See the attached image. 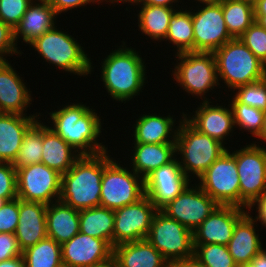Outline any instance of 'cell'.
<instances>
[{"mask_svg":"<svg viewBox=\"0 0 266 267\" xmlns=\"http://www.w3.org/2000/svg\"><path fill=\"white\" fill-rule=\"evenodd\" d=\"M103 153L82 155L61 175L59 200L80 211L100 206Z\"/></svg>","mask_w":266,"mask_h":267,"instance_id":"3","label":"cell"},{"mask_svg":"<svg viewBox=\"0 0 266 267\" xmlns=\"http://www.w3.org/2000/svg\"><path fill=\"white\" fill-rule=\"evenodd\" d=\"M69 103L48 113V119H51L47 122L48 127L81 155H97L108 151V145L106 147L103 142H99L104 128L97 110L87 106V103Z\"/></svg>","mask_w":266,"mask_h":267,"instance_id":"1","label":"cell"},{"mask_svg":"<svg viewBox=\"0 0 266 267\" xmlns=\"http://www.w3.org/2000/svg\"><path fill=\"white\" fill-rule=\"evenodd\" d=\"M62 263L66 267H85L113 256V248L102 239L77 233L61 245Z\"/></svg>","mask_w":266,"mask_h":267,"instance_id":"19","label":"cell"},{"mask_svg":"<svg viewBox=\"0 0 266 267\" xmlns=\"http://www.w3.org/2000/svg\"><path fill=\"white\" fill-rule=\"evenodd\" d=\"M194 257L205 267H237L225 245H194Z\"/></svg>","mask_w":266,"mask_h":267,"instance_id":"37","label":"cell"},{"mask_svg":"<svg viewBox=\"0 0 266 267\" xmlns=\"http://www.w3.org/2000/svg\"><path fill=\"white\" fill-rule=\"evenodd\" d=\"M255 207V209H254ZM256 210L255 213H257L255 215V219L260 222L261 224V229H263V227L266 228V192L264 193V195L257 200L249 209L248 211L253 213L252 211Z\"/></svg>","mask_w":266,"mask_h":267,"instance_id":"46","label":"cell"},{"mask_svg":"<svg viewBox=\"0 0 266 267\" xmlns=\"http://www.w3.org/2000/svg\"><path fill=\"white\" fill-rule=\"evenodd\" d=\"M192 181L185 175L175 158L154 170L144 179L145 195L161 210L177 197Z\"/></svg>","mask_w":266,"mask_h":267,"instance_id":"16","label":"cell"},{"mask_svg":"<svg viewBox=\"0 0 266 267\" xmlns=\"http://www.w3.org/2000/svg\"><path fill=\"white\" fill-rule=\"evenodd\" d=\"M146 239L170 264L194 256L193 232L161 210L154 214Z\"/></svg>","mask_w":266,"mask_h":267,"instance_id":"10","label":"cell"},{"mask_svg":"<svg viewBox=\"0 0 266 267\" xmlns=\"http://www.w3.org/2000/svg\"><path fill=\"white\" fill-rule=\"evenodd\" d=\"M22 256L15 234L0 232V262Z\"/></svg>","mask_w":266,"mask_h":267,"instance_id":"44","label":"cell"},{"mask_svg":"<svg viewBox=\"0 0 266 267\" xmlns=\"http://www.w3.org/2000/svg\"><path fill=\"white\" fill-rule=\"evenodd\" d=\"M32 3L37 2V3H49L50 0H30Z\"/></svg>","mask_w":266,"mask_h":267,"instance_id":"59","label":"cell"},{"mask_svg":"<svg viewBox=\"0 0 266 267\" xmlns=\"http://www.w3.org/2000/svg\"><path fill=\"white\" fill-rule=\"evenodd\" d=\"M42 144V120H38L26 133L16 160L15 168H24L32 164L41 163Z\"/></svg>","mask_w":266,"mask_h":267,"instance_id":"35","label":"cell"},{"mask_svg":"<svg viewBox=\"0 0 266 267\" xmlns=\"http://www.w3.org/2000/svg\"><path fill=\"white\" fill-rule=\"evenodd\" d=\"M194 184L190 183L161 209L168 217L186 226L191 232L195 231L218 206L197 182Z\"/></svg>","mask_w":266,"mask_h":267,"instance_id":"15","label":"cell"},{"mask_svg":"<svg viewBox=\"0 0 266 267\" xmlns=\"http://www.w3.org/2000/svg\"><path fill=\"white\" fill-rule=\"evenodd\" d=\"M46 210L43 203L19 199V222L14 234L21 251L47 237Z\"/></svg>","mask_w":266,"mask_h":267,"instance_id":"23","label":"cell"},{"mask_svg":"<svg viewBox=\"0 0 266 267\" xmlns=\"http://www.w3.org/2000/svg\"><path fill=\"white\" fill-rule=\"evenodd\" d=\"M256 223L258 224L257 220L248 211L235 225L227 247L237 265L251 264L253 258L263 249Z\"/></svg>","mask_w":266,"mask_h":267,"instance_id":"24","label":"cell"},{"mask_svg":"<svg viewBox=\"0 0 266 267\" xmlns=\"http://www.w3.org/2000/svg\"><path fill=\"white\" fill-rule=\"evenodd\" d=\"M5 202H6V200L4 198L0 197V209L4 205Z\"/></svg>","mask_w":266,"mask_h":267,"instance_id":"60","label":"cell"},{"mask_svg":"<svg viewBox=\"0 0 266 267\" xmlns=\"http://www.w3.org/2000/svg\"><path fill=\"white\" fill-rule=\"evenodd\" d=\"M223 17L229 34L239 38L254 22V7L241 0H221Z\"/></svg>","mask_w":266,"mask_h":267,"instance_id":"33","label":"cell"},{"mask_svg":"<svg viewBox=\"0 0 266 267\" xmlns=\"http://www.w3.org/2000/svg\"><path fill=\"white\" fill-rule=\"evenodd\" d=\"M177 9L169 22L168 33L163 41L171 43L175 54L194 51V31L191 8ZM188 9V10H187Z\"/></svg>","mask_w":266,"mask_h":267,"instance_id":"32","label":"cell"},{"mask_svg":"<svg viewBox=\"0 0 266 267\" xmlns=\"http://www.w3.org/2000/svg\"><path fill=\"white\" fill-rule=\"evenodd\" d=\"M0 267H25L23 257L17 256L10 260L1 261Z\"/></svg>","mask_w":266,"mask_h":267,"instance_id":"50","label":"cell"},{"mask_svg":"<svg viewBox=\"0 0 266 267\" xmlns=\"http://www.w3.org/2000/svg\"><path fill=\"white\" fill-rule=\"evenodd\" d=\"M91 3V4H90ZM98 4V0H50L49 4L55 9L58 16L75 8Z\"/></svg>","mask_w":266,"mask_h":267,"instance_id":"45","label":"cell"},{"mask_svg":"<svg viewBox=\"0 0 266 267\" xmlns=\"http://www.w3.org/2000/svg\"><path fill=\"white\" fill-rule=\"evenodd\" d=\"M226 150L228 147L220 141L199 132L184 117L181 119L176 135V158L190 180H198Z\"/></svg>","mask_w":266,"mask_h":267,"instance_id":"5","label":"cell"},{"mask_svg":"<svg viewBox=\"0 0 266 267\" xmlns=\"http://www.w3.org/2000/svg\"><path fill=\"white\" fill-rule=\"evenodd\" d=\"M173 55L176 63H172L175 66L171 76L176 81L175 84L188 93V96L199 98V101H210L205 96L209 92L213 94L215 87L223 86L219 84L214 53L191 51Z\"/></svg>","mask_w":266,"mask_h":267,"instance_id":"7","label":"cell"},{"mask_svg":"<svg viewBox=\"0 0 266 267\" xmlns=\"http://www.w3.org/2000/svg\"><path fill=\"white\" fill-rule=\"evenodd\" d=\"M9 62H0V113L27 115L32 91Z\"/></svg>","mask_w":266,"mask_h":267,"instance_id":"20","label":"cell"},{"mask_svg":"<svg viewBox=\"0 0 266 267\" xmlns=\"http://www.w3.org/2000/svg\"><path fill=\"white\" fill-rule=\"evenodd\" d=\"M157 209L145 195L139 201L114 210L113 247L147 238Z\"/></svg>","mask_w":266,"mask_h":267,"instance_id":"13","label":"cell"},{"mask_svg":"<svg viewBox=\"0 0 266 267\" xmlns=\"http://www.w3.org/2000/svg\"><path fill=\"white\" fill-rule=\"evenodd\" d=\"M55 26L29 44L41 59L64 70L65 73L88 76L94 71V64L88 53L76 38ZM60 29V30H59Z\"/></svg>","mask_w":266,"mask_h":267,"instance_id":"4","label":"cell"},{"mask_svg":"<svg viewBox=\"0 0 266 267\" xmlns=\"http://www.w3.org/2000/svg\"><path fill=\"white\" fill-rule=\"evenodd\" d=\"M231 98L230 106L233 111L235 128L239 127L240 131H247L256 139L263 126L264 111L240 103L233 96Z\"/></svg>","mask_w":266,"mask_h":267,"instance_id":"36","label":"cell"},{"mask_svg":"<svg viewBox=\"0 0 266 267\" xmlns=\"http://www.w3.org/2000/svg\"><path fill=\"white\" fill-rule=\"evenodd\" d=\"M31 3L30 0H0V20L15 29Z\"/></svg>","mask_w":266,"mask_h":267,"instance_id":"40","label":"cell"},{"mask_svg":"<svg viewBox=\"0 0 266 267\" xmlns=\"http://www.w3.org/2000/svg\"><path fill=\"white\" fill-rule=\"evenodd\" d=\"M135 1L136 0H98V6L101 4H104L103 2H105V4L106 3H108V4H114V5H118V3H120V4H127V3H129L128 5H132L133 6V4L135 3ZM116 3V4H115Z\"/></svg>","mask_w":266,"mask_h":267,"instance_id":"52","label":"cell"},{"mask_svg":"<svg viewBox=\"0 0 266 267\" xmlns=\"http://www.w3.org/2000/svg\"><path fill=\"white\" fill-rule=\"evenodd\" d=\"M131 145L133 149L131 148L130 151L129 167L143 179L176 158V143H132Z\"/></svg>","mask_w":266,"mask_h":267,"instance_id":"25","label":"cell"},{"mask_svg":"<svg viewBox=\"0 0 266 267\" xmlns=\"http://www.w3.org/2000/svg\"><path fill=\"white\" fill-rule=\"evenodd\" d=\"M247 4H250L251 6H255L257 3H259L261 0H241Z\"/></svg>","mask_w":266,"mask_h":267,"instance_id":"58","label":"cell"},{"mask_svg":"<svg viewBox=\"0 0 266 267\" xmlns=\"http://www.w3.org/2000/svg\"><path fill=\"white\" fill-rule=\"evenodd\" d=\"M229 151L226 150L216 159L196 182L218 205L240 207L237 164L234 151Z\"/></svg>","mask_w":266,"mask_h":267,"instance_id":"11","label":"cell"},{"mask_svg":"<svg viewBox=\"0 0 266 267\" xmlns=\"http://www.w3.org/2000/svg\"><path fill=\"white\" fill-rule=\"evenodd\" d=\"M108 267H124L113 256L108 260Z\"/></svg>","mask_w":266,"mask_h":267,"instance_id":"56","label":"cell"},{"mask_svg":"<svg viewBox=\"0 0 266 267\" xmlns=\"http://www.w3.org/2000/svg\"><path fill=\"white\" fill-rule=\"evenodd\" d=\"M246 144L234 150V158L239 175L240 207L248 210L266 192V146Z\"/></svg>","mask_w":266,"mask_h":267,"instance_id":"9","label":"cell"},{"mask_svg":"<svg viewBox=\"0 0 266 267\" xmlns=\"http://www.w3.org/2000/svg\"><path fill=\"white\" fill-rule=\"evenodd\" d=\"M255 21L266 29V14H254Z\"/></svg>","mask_w":266,"mask_h":267,"instance_id":"54","label":"cell"},{"mask_svg":"<svg viewBox=\"0 0 266 267\" xmlns=\"http://www.w3.org/2000/svg\"><path fill=\"white\" fill-rule=\"evenodd\" d=\"M46 230L47 237L64 244L79 233V211L60 200L48 204Z\"/></svg>","mask_w":266,"mask_h":267,"instance_id":"28","label":"cell"},{"mask_svg":"<svg viewBox=\"0 0 266 267\" xmlns=\"http://www.w3.org/2000/svg\"><path fill=\"white\" fill-rule=\"evenodd\" d=\"M137 6L140 8L135 15L138 16L136 18L139 32L152 41L163 42L168 33L170 18L177 9L152 5Z\"/></svg>","mask_w":266,"mask_h":267,"instance_id":"31","label":"cell"},{"mask_svg":"<svg viewBox=\"0 0 266 267\" xmlns=\"http://www.w3.org/2000/svg\"><path fill=\"white\" fill-rule=\"evenodd\" d=\"M121 42L122 44L117 46V49H112L99 64L100 79L104 84L102 86L113 101L125 104L143 92L148 70L141 53L131 46L127 47L124 39Z\"/></svg>","mask_w":266,"mask_h":267,"instance_id":"2","label":"cell"},{"mask_svg":"<svg viewBox=\"0 0 266 267\" xmlns=\"http://www.w3.org/2000/svg\"><path fill=\"white\" fill-rule=\"evenodd\" d=\"M114 210L97 206L79 211V232L105 240L113 248Z\"/></svg>","mask_w":266,"mask_h":267,"instance_id":"30","label":"cell"},{"mask_svg":"<svg viewBox=\"0 0 266 267\" xmlns=\"http://www.w3.org/2000/svg\"><path fill=\"white\" fill-rule=\"evenodd\" d=\"M253 267H266V249L263 248L251 261Z\"/></svg>","mask_w":266,"mask_h":267,"instance_id":"49","label":"cell"},{"mask_svg":"<svg viewBox=\"0 0 266 267\" xmlns=\"http://www.w3.org/2000/svg\"><path fill=\"white\" fill-rule=\"evenodd\" d=\"M248 212L247 209L218 205L213 212L193 231V245L220 244L227 246L236 223Z\"/></svg>","mask_w":266,"mask_h":267,"instance_id":"18","label":"cell"},{"mask_svg":"<svg viewBox=\"0 0 266 267\" xmlns=\"http://www.w3.org/2000/svg\"><path fill=\"white\" fill-rule=\"evenodd\" d=\"M193 7L194 51L214 52L233 39L227 30L220 3Z\"/></svg>","mask_w":266,"mask_h":267,"instance_id":"14","label":"cell"},{"mask_svg":"<svg viewBox=\"0 0 266 267\" xmlns=\"http://www.w3.org/2000/svg\"><path fill=\"white\" fill-rule=\"evenodd\" d=\"M85 267H108V260L107 261H102L96 264L88 265Z\"/></svg>","mask_w":266,"mask_h":267,"instance_id":"57","label":"cell"},{"mask_svg":"<svg viewBox=\"0 0 266 267\" xmlns=\"http://www.w3.org/2000/svg\"><path fill=\"white\" fill-rule=\"evenodd\" d=\"M254 14H266V0H261L254 6Z\"/></svg>","mask_w":266,"mask_h":267,"instance_id":"53","label":"cell"},{"mask_svg":"<svg viewBox=\"0 0 266 267\" xmlns=\"http://www.w3.org/2000/svg\"><path fill=\"white\" fill-rule=\"evenodd\" d=\"M109 152H103L100 206L115 210L143 198L145 184L140 175L125 163L120 164L122 162L112 158Z\"/></svg>","mask_w":266,"mask_h":267,"instance_id":"8","label":"cell"},{"mask_svg":"<svg viewBox=\"0 0 266 267\" xmlns=\"http://www.w3.org/2000/svg\"><path fill=\"white\" fill-rule=\"evenodd\" d=\"M58 14L49 3H31L20 23L14 29L15 42L29 45L36 38L57 25ZM22 39H21V38ZM18 41V42H17Z\"/></svg>","mask_w":266,"mask_h":267,"instance_id":"26","label":"cell"},{"mask_svg":"<svg viewBox=\"0 0 266 267\" xmlns=\"http://www.w3.org/2000/svg\"><path fill=\"white\" fill-rule=\"evenodd\" d=\"M113 257L124 267H170V263L147 239L114 246Z\"/></svg>","mask_w":266,"mask_h":267,"instance_id":"29","label":"cell"},{"mask_svg":"<svg viewBox=\"0 0 266 267\" xmlns=\"http://www.w3.org/2000/svg\"><path fill=\"white\" fill-rule=\"evenodd\" d=\"M197 1V2H196ZM221 0H193L192 2H196L197 5H207V4H217Z\"/></svg>","mask_w":266,"mask_h":267,"instance_id":"55","label":"cell"},{"mask_svg":"<svg viewBox=\"0 0 266 267\" xmlns=\"http://www.w3.org/2000/svg\"><path fill=\"white\" fill-rule=\"evenodd\" d=\"M182 2V0H136L134 5H152V6H160V7H168V8H175L176 9H181L183 8V6L179 5V2Z\"/></svg>","mask_w":266,"mask_h":267,"instance_id":"47","label":"cell"},{"mask_svg":"<svg viewBox=\"0 0 266 267\" xmlns=\"http://www.w3.org/2000/svg\"><path fill=\"white\" fill-rule=\"evenodd\" d=\"M19 222V198L6 201L0 209V232L14 234Z\"/></svg>","mask_w":266,"mask_h":267,"instance_id":"42","label":"cell"},{"mask_svg":"<svg viewBox=\"0 0 266 267\" xmlns=\"http://www.w3.org/2000/svg\"><path fill=\"white\" fill-rule=\"evenodd\" d=\"M237 267H253L251 264L237 265Z\"/></svg>","mask_w":266,"mask_h":267,"instance_id":"61","label":"cell"},{"mask_svg":"<svg viewBox=\"0 0 266 267\" xmlns=\"http://www.w3.org/2000/svg\"><path fill=\"white\" fill-rule=\"evenodd\" d=\"M0 197L6 201L17 198L16 168L13 163L0 162Z\"/></svg>","mask_w":266,"mask_h":267,"instance_id":"41","label":"cell"},{"mask_svg":"<svg viewBox=\"0 0 266 267\" xmlns=\"http://www.w3.org/2000/svg\"><path fill=\"white\" fill-rule=\"evenodd\" d=\"M219 84L232 92L235 88L266 77V65L240 38H233L214 52ZM222 81V82H221ZM230 89V90H229Z\"/></svg>","mask_w":266,"mask_h":267,"instance_id":"6","label":"cell"},{"mask_svg":"<svg viewBox=\"0 0 266 267\" xmlns=\"http://www.w3.org/2000/svg\"><path fill=\"white\" fill-rule=\"evenodd\" d=\"M25 267H62L61 245L46 237L22 251Z\"/></svg>","mask_w":266,"mask_h":267,"instance_id":"34","label":"cell"},{"mask_svg":"<svg viewBox=\"0 0 266 267\" xmlns=\"http://www.w3.org/2000/svg\"><path fill=\"white\" fill-rule=\"evenodd\" d=\"M40 112L20 115L0 113V162L14 163L25 133L41 118Z\"/></svg>","mask_w":266,"mask_h":267,"instance_id":"22","label":"cell"},{"mask_svg":"<svg viewBox=\"0 0 266 267\" xmlns=\"http://www.w3.org/2000/svg\"><path fill=\"white\" fill-rule=\"evenodd\" d=\"M170 267H205L194 256L191 258L176 261Z\"/></svg>","mask_w":266,"mask_h":267,"instance_id":"48","label":"cell"},{"mask_svg":"<svg viewBox=\"0 0 266 267\" xmlns=\"http://www.w3.org/2000/svg\"><path fill=\"white\" fill-rule=\"evenodd\" d=\"M210 103L212 102L202 101L199 103L200 105H197L196 110L192 111L194 114L191 112L190 114L184 113V118L199 132L225 145L229 135L230 137L234 136V129H236L230 101L227 107L223 106V103L221 105Z\"/></svg>","mask_w":266,"mask_h":267,"instance_id":"17","label":"cell"},{"mask_svg":"<svg viewBox=\"0 0 266 267\" xmlns=\"http://www.w3.org/2000/svg\"><path fill=\"white\" fill-rule=\"evenodd\" d=\"M239 38L266 65V29L255 21Z\"/></svg>","mask_w":266,"mask_h":267,"instance_id":"39","label":"cell"},{"mask_svg":"<svg viewBox=\"0 0 266 267\" xmlns=\"http://www.w3.org/2000/svg\"><path fill=\"white\" fill-rule=\"evenodd\" d=\"M170 114L162 116L160 112L158 115L155 112L154 114L144 112L143 115H137L138 119L132 126V129L134 128L133 134H131L133 143H176L178 125L184 117V110L177 123L176 118L174 119L175 115L171 116ZM176 124L177 126H175Z\"/></svg>","mask_w":266,"mask_h":267,"instance_id":"21","label":"cell"},{"mask_svg":"<svg viewBox=\"0 0 266 267\" xmlns=\"http://www.w3.org/2000/svg\"><path fill=\"white\" fill-rule=\"evenodd\" d=\"M17 197L23 201L45 205L58 201L61 174L43 163L16 168Z\"/></svg>","mask_w":266,"mask_h":267,"instance_id":"12","label":"cell"},{"mask_svg":"<svg viewBox=\"0 0 266 267\" xmlns=\"http://www.w3.org/2000/svg\"><path fill=\"white\" fill-rule=\"evenodd\" d=\"M232 93L238 102L266 111V77L257 82L237 87Z\"/></svg>","mask_w":266,"mask_h":267,"instance_id":"38","label":"cell"},{"mask_svg":"<svg viewBox=\"0 0 266 267\" xmlns=\"http://www.w3.org/2000/svg\"><path fill=\"white\" fill-rule=\"evenodd\" d=\"M43 122L41 163L63 175L82 155Z\"/></svg>","mask_w":266,"mask_h":267,"instance_id":"27","label":"cell"},{"mask_svg":"<svg viewBox=\"0 0 266 267\" xmlns=\"http://www.w3.org/2000/svg\"><path fill=\"white\" fill-rule=\"evenodd\" d=\"M15 42L14 29L0 20V62L8 61L7 57L13 55L21 56L24 52L20 51Z\"/></svg>","mask_w":266,"mask_h":267,"instance_id":"43","label":"cell"},{"mask_svg":"<svg viewBox=\"0 0 266 267\" xmlns=\"http://www.w3.org/2000/svg\"><path fill=\"white\" fill-rule=\"evenodd\" d=\"M258 140H260L259 142L257 141H253L254 144L258 145V143H263L265 144L266 143V111H264V117H263V126H262V129L260 131V134L256 137ZM265 143H264V142Z\"/></svg>","mask_w":266,"mask_h":267,"instance_id":"51","label":"cell"}]
</instances>
